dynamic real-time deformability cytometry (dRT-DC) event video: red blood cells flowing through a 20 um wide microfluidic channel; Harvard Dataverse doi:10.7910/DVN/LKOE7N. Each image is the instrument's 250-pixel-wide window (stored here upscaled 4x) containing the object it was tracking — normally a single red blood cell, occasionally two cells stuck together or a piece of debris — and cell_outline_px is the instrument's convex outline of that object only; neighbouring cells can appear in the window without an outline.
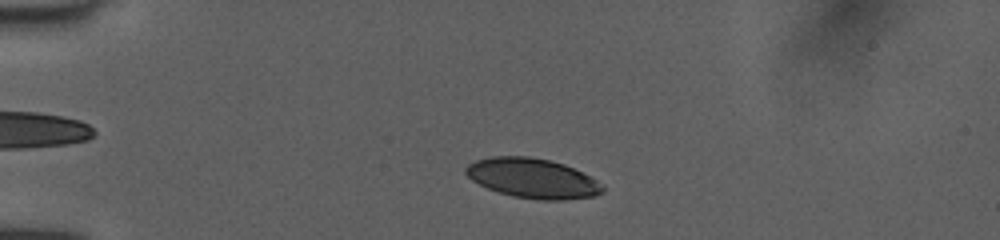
{"species": "human", "species_latin": "Homo sapiens", "temperature_condition": "room temperature", "stored_images_in_passage": 46, "camera_frame_rate_fps": 3000, "um_per_image_px": 0.085, "donor": {"sex": "female"}, "frame": {"image": 1, "passage_image": 7, "time_ms": 2.0, "image_size_px": [1000, 240], "cell_outline_px": [[604, 192], [596, 196], [564, 200], [540, 200], [512, 196], [488, 188], [472, 180], [464, 172], [464, 168], [468, 164], [476, 160], [492, 156], [528, 156], [548, 160], [564, 164], [596, 180], [604, 188]], "centroid_in_image_um": [45.25, 15.15], "position_along_channel_um": 39.7, "area_um2": 31.5}}
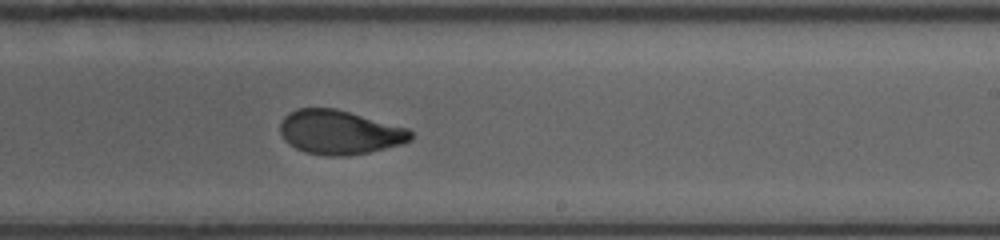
{"frame": {"image": 2, "passage_image": 27, "time_ms": 8.667, "image_size_px": [1000, 240], "cell_outline_px": [[412, 140], [404, 144], [368, 152], [348, 156], [328, 156], [308, 152], [296, 148], [284, 140], [280, 132], [280, 124], [284, 116], [288, 112], [300, 108], [336, 108], [408, 128], [412, 132]], "centroid_in_image_um": [28.87, 11.24], "position_along_channel_um": 260.1, "area_um2": 33.64}}
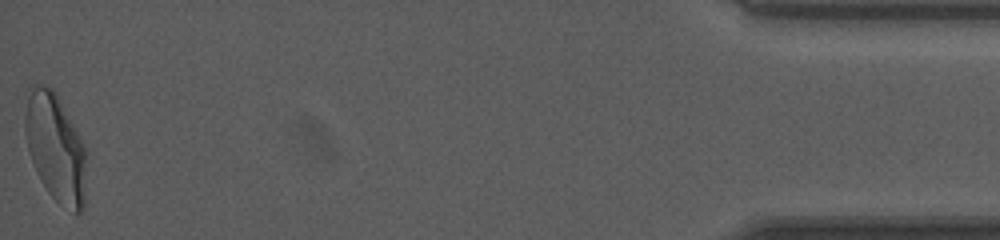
{"frame": {"image": 3, "passage_image": 46, "time_ms": 15.0, "image_size_px": [1000, 240], "cell_outline_px": [[84, 208], [80, 212], [76, 212], [60, 204], [48, 192], [40, 180], [36, 172], [28, 152], [24, 132], [24, 116], [28, 88], [32, 84], [44, 84], [52, 88], [56, 92], [84, 148]], "centroid_in_image_um": [4.64, 12.5], "position_along_channel_um": 430.6, "area_um2": 38.15}, "authors_computed_cell_mechanics": {"area_um2": 33.9286, "velocity_mm_per_s": 4.041, "shape_relaxation_time_tau1_ms": 5.1664, "shape_relaxation_time_tau2_ms": 0.9775, "deformation_change_tau1": 0.2034, "deformation_change_tau2": 0.0622}}